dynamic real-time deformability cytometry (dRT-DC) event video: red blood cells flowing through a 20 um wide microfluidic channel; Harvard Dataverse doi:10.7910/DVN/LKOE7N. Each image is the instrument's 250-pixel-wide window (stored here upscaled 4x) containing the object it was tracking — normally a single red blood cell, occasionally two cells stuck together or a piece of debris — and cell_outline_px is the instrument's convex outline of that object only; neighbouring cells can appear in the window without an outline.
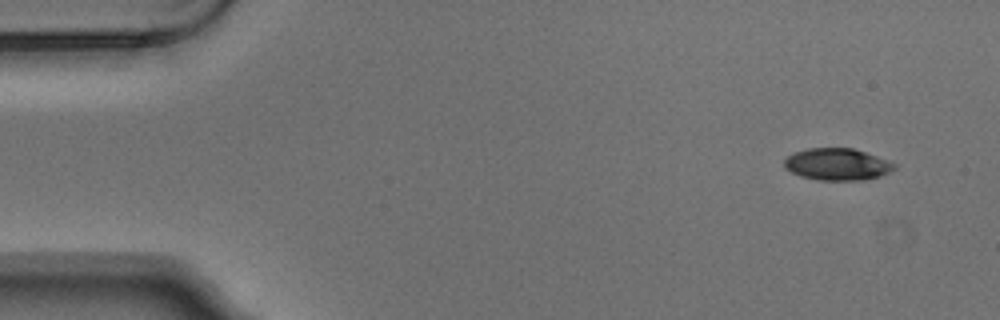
{"species": "Egyptian fruit bat (a non-hibernating species)", "species_latin": "Rousettus aegyptiacus", "temperature_condition": "warm", "stored_images_in_passage": 5, "camera_frame_rate_fps": 3000, "um_per_image_px": 0.085, "animal": {"sex": "male"}, "frame": {"image": 1, "passage_image": 1, "time_ms": 0.0, "image_size_px": [1000, 320], "cell_outline_px": [[896, 168], [880, 176], [864, 180], [820, 180], [800, 176], [784, 168], [784, 160], [788, 156], [796, 152], [808, 148], [852, 148], [876, 156], [896, 164]], "centroid_in_image_um": [71.15, 13.97], "position_along_channel_um": 13.9, "area_um2": 20.29}}
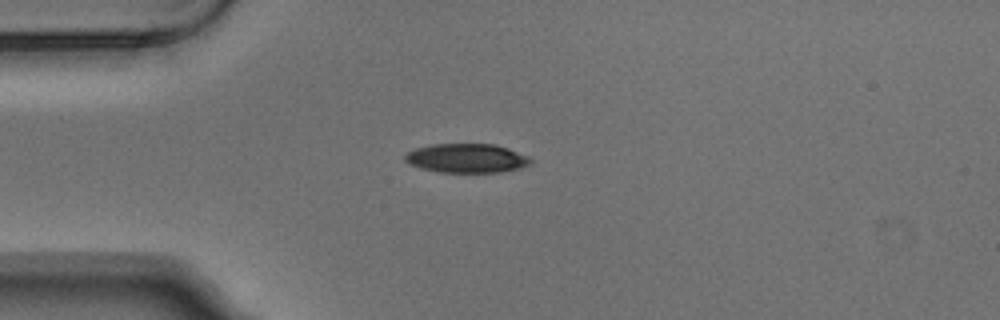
{"frame": {"image": 2, "passage_image": 4, "time_ms": 1.0, "image_size_px": [1000, 320], "cell_outline_px": [[532, 164], [520, 168], [500, 172], [440, 172], [420, 168], [408, 164], [404, 160], [404, 156], [408, 152], [416, 148], [432, 144], [496, 144], [508, 148], [528, 156], [532, 160]], "centroid_in_image_um": [39.67, 13.45], "position_along_channel_um": 45.3, "area_um2": 21.39}}
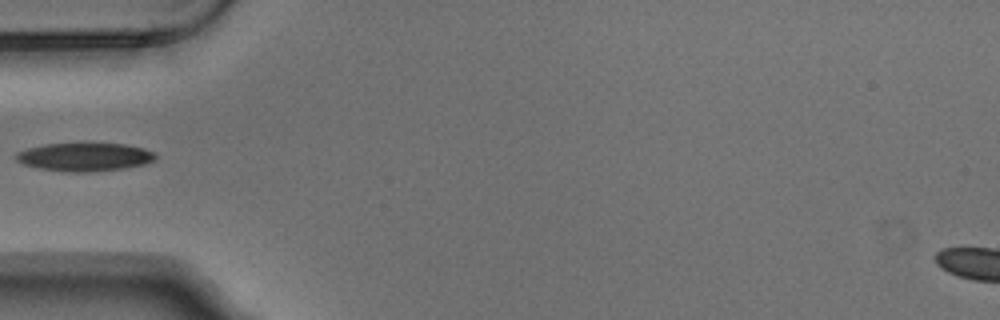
{"frame": {"image": 3, "passage_image": 5, "time_ms": 1.333, "image_size_px": [1000, 320], "cell_outline_px": [[156, 156], [152, 160], [144, 164], [124, 168], [84, 172], [64, 172], [40, 168], [24, 164], [16, 160], [12, 156], [16, 152], [28, 148], [44, 144], [84, 140], [124, 144], [144, 148], [156, 152]], "centroid_in_image_um": [7.15, 13.28], "position_along_channel_um": 77.8, "area_um2": 23.99}}